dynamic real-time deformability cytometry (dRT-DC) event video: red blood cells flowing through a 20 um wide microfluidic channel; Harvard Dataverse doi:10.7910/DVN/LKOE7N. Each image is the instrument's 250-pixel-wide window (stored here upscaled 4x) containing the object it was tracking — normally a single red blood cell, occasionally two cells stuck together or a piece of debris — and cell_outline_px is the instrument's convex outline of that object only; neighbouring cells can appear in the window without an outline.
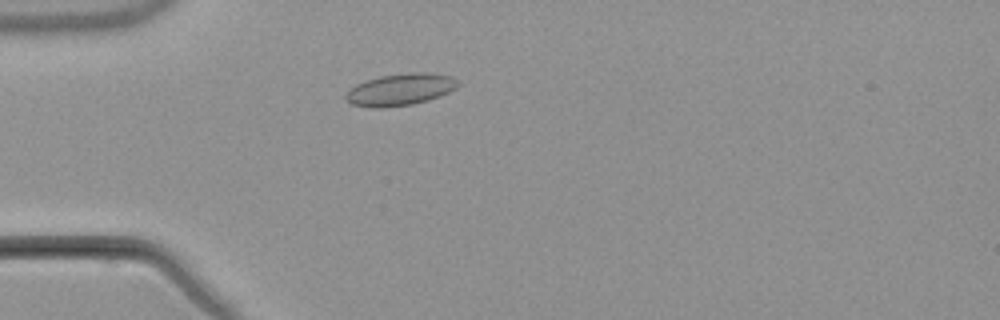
{"species": "common noctule bat (a hibernating species)", "species_latin": "Nyctalus noctula", "temperature_condition": "warm", "stored_images_in_passage": 3, "camera_frame_rate_fps": 3000, "um_per_image_px": 0.085, "animal": {"sex": "male", "body_mass_g": 21.5, "forearm_length_mm": 52.0}, "frame": {"image": 1, "passage_image": 3, "time_ms": 2.333, "image_size_px": [1000, 320], "cell_outline_px": [[460, 84], [456, 88], [440, 96], [428, 100], [412, 104], [380, 108], [376, 108], [352, 104], [344, 100], [344, 96], [356, 84], [380, 76], [408, 72], [428, 72], [452, 76], [460, 80]], "centroid_in_image_um": [34.07, 7.6], "position_along_channel_um": 50.9, "area_um2": 20.92}}